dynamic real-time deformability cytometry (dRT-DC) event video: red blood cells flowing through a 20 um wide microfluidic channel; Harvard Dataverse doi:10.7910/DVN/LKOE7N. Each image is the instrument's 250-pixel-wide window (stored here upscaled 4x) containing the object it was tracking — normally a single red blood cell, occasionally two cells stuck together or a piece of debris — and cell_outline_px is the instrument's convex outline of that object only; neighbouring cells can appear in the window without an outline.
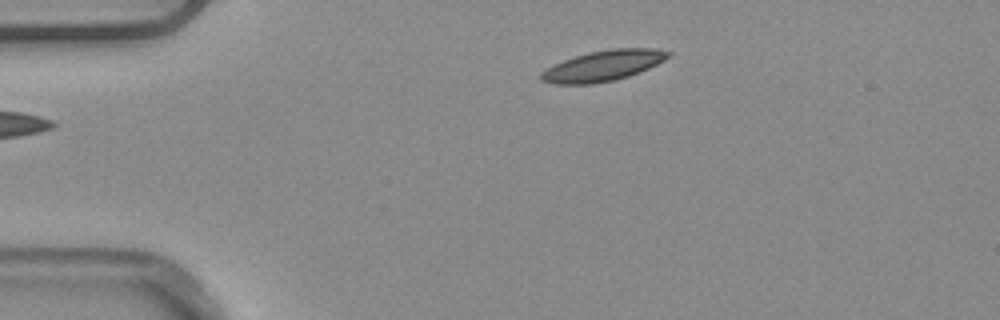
{"species": "common noctule bat (a hibernating species)", "species_latin": "Nyctalus noctula", "temperature_condition": "warm", "stored_images_in_passage": 3, "camera_frame_rate_fps": 3000, "um_per_image_px": 0.085, "animal": {"sex": "male", "body_mass_g": 20.4}, "frame": {"image": 1, "passage_image": 1, "time_ms": 0.0, "image_size_px": [1000, 320], "cell_outline_px": [[672, 52], [664, 60], [648, 68], [628, 76], [612, 80], [592, 84], [556, 84], [540, 80], [540, 72], [564, 60], [588, 52], [612, 48], [652, 48]], "centroid_in_image_um": [51.25, 5.58], "position_along_channel_um": 33.7, "area_um2": 22.31}}